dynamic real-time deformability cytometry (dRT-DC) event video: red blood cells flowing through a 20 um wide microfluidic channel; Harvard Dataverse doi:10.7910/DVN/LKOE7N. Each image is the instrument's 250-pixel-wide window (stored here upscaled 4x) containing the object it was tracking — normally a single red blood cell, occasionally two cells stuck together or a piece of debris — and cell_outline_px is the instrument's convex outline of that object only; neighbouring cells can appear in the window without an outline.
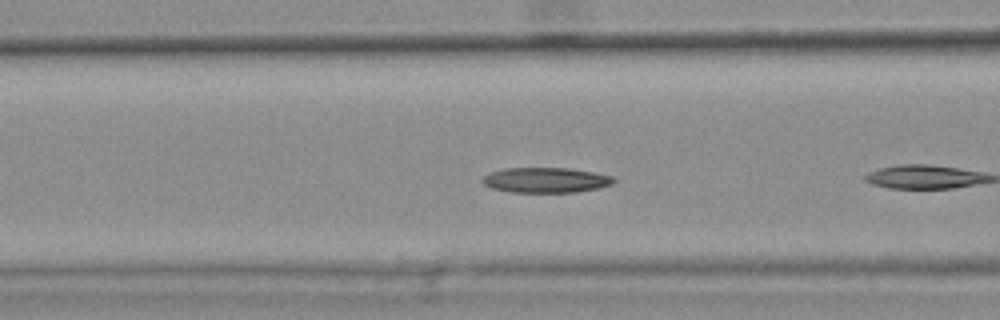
{"species": "common noctule bat (a hibernating species)", "species_latin": "Nyctalus noctula", "temperature_condition": "warm", "stored_images_in_passage": 8, "camera_frame_rate_fps": 3000, "um_per_image_px": 0.085, "animal": {"sex": "female", "body_mass_g": 25.1}, "frame": {"image": 1, "passage_image": 6, "time_ms": 1.667, "image_size_px": [1000, 320], "cell_outline_px": [[616, 180], [612, 184], [600, 188], [576, 192], [512, 192], [492, 188], [484, 184], [480, 180], [488, 172], [504, 168], [568, 168], [592, 172], [612, 176]], "centroid_in_image_um": [46.37, 15.3], "position_along_channel_um": 120.2, "area_um2": 19.31}}